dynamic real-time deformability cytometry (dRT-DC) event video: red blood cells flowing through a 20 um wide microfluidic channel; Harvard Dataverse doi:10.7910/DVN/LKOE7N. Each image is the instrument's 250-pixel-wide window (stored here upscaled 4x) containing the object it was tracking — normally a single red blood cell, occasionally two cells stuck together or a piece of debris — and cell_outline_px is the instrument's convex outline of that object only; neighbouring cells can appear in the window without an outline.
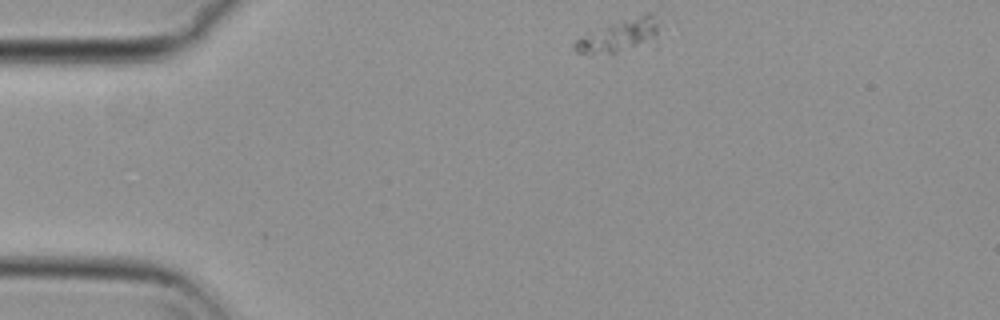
{"species": "common noctule bat (a hibernating species)", "species_latin": "Nyctalus noctula", "temperature_condition": "cold", "stored_images_in_passage": 8, "camera_frame_rate_fps": 3000, "um_per_image_px": 0.085, "animal": {"sex": "female", "body_mass_g": 29.2, "forearm_length_mm": 56.3}, "frame": {"image": 1, "passage_image": 1, "time_ms": 0.0, "image_size_px": [1000, 320], "cell_outline_px": [[664, 24], [656, 48], [616, 52], [576, 52], [572, 48], [572, 44], [576, 40], [612, 24], [624, 20], [640, 16], [652, 16], [660, 20]], "centroid_in_image_um": [52.94, 3.1], "position_along_channel_um": 32.1, "area_um2": 16.42}}